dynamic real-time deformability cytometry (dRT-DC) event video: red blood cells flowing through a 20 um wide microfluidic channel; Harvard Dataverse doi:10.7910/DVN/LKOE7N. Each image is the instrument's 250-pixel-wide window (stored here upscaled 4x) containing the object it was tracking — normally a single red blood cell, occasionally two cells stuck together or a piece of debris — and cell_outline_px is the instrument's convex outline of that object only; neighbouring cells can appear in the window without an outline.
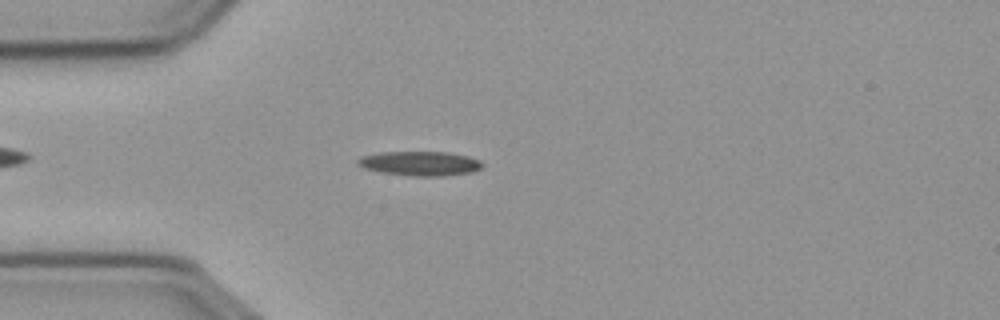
{"species": "common noctule bat (a hibernating species)", "species_latin": "Nyctalus noctula", "temperature_condition": "cold", "stored_images_in_passage": 52, "camera_frame_rate_fps": 3000, "um_per_image_px": 0.085, "animal": {"sex": "male", "body_mass_g": 23.1, "forearm_length_mm": 52.7}, "frame": {"image": 1, "passage_image": 11, "time_ms": 3.333, "image_size_px": [1000, 320], "cell_outline_px": [[484, 164], [480, 168], [472, 172], [444, 176], [412, 176], [380, 172], [364, 168], [356, 164], [356, 160], [360, 156], [380, 152], [448, 152], [468, 156], [480, 160]], "centroid_in_image_um": [35.68, 13.89], "position_along_channel_um": 49.3, "area_um2": 17.86}}
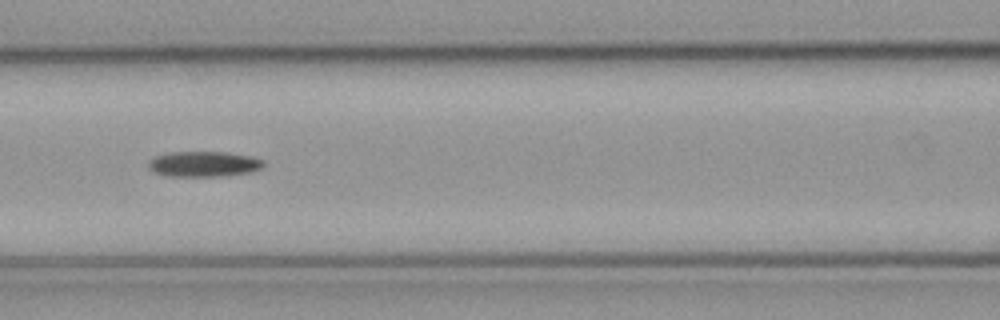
{"frame": {"image": 2, "passage_image": 20, "time_ms": 6.333, "image_size_px": [1000, 320], "cell_outline_px": [[264, 164], [260, 168], [248, 172], [224, 176], [168, 176], [152, 172], [148, 168], [148, 160], [156, 156], [168, 152], [228, 152], [252, 156], [264, 160]], "centroid_in_image_um": [17.28, 13.93], "position_along_channel_um": 149.3, "area_um2": 17.17}}
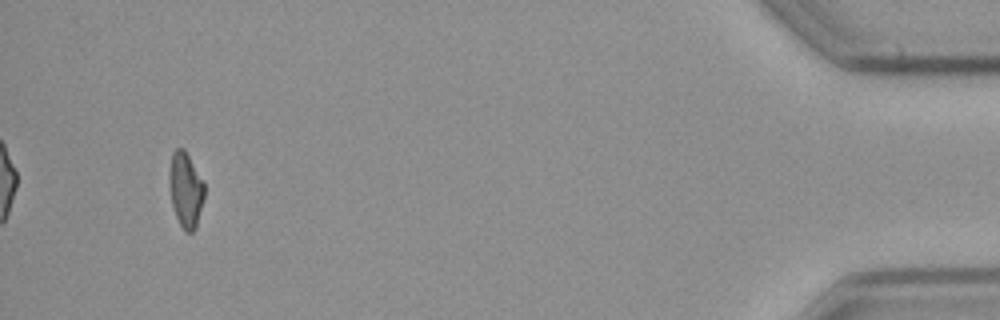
{"frame": {"image": 3, "passage_image": 49, "time_ms": 16.0, "image_size_px": [1000, 320], "cell_outline_px": [[204, 196], [196, 228], [192, 232], [184, 232], [176, 216], [172, 204], [168, 180], [168, 172], [172, 152], [176, 148], [184, 148], [204, 180]], "centroid_in_image_um": [15.77, 16.1], "position_along_channel_um": 419.4, "area_um2": 15.61}}